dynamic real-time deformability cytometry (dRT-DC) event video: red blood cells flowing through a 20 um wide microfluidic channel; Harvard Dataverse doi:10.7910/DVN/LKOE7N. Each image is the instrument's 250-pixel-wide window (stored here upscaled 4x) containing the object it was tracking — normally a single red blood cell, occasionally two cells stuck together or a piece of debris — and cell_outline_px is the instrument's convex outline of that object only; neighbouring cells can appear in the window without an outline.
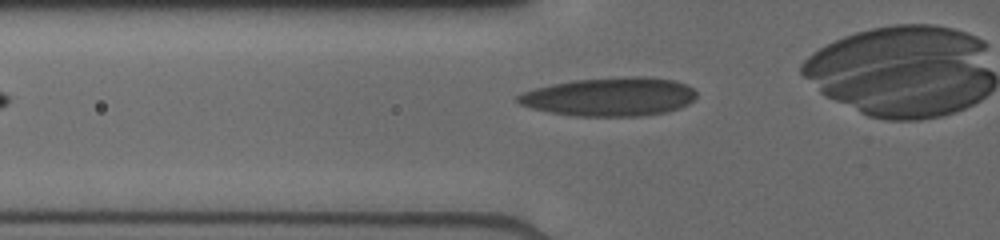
{"species": "human", "species_latin": "Homo sapiens", "temperature_condition": "cold", "stored_images_in_passage": 18, "camera_frame_rate_fps": 3000, "um_per_image_px": 0.085, "donor": {"sex": "male"}, "frame": {"image": 1, "passage_image": 3, "time_ms": 0.333, "image_size_px": [1000, 240], "cell_outline_px": [[696, 96], [688, 104], [664, 112], [636, 116], [576, 116], [552, 112], [532, 108], [520, 104], [516, 100], [516, 96], [524, 92], [536, 88], [552, 84], [572, 80], [624, 76], [644, 76], [672, 80], [684, 84], [692, 88], [696, 92]], "centroid_in_image_um": [51.81, 8.21], "position_along_channel_um": 74.0, "area_um2": 39.88}}
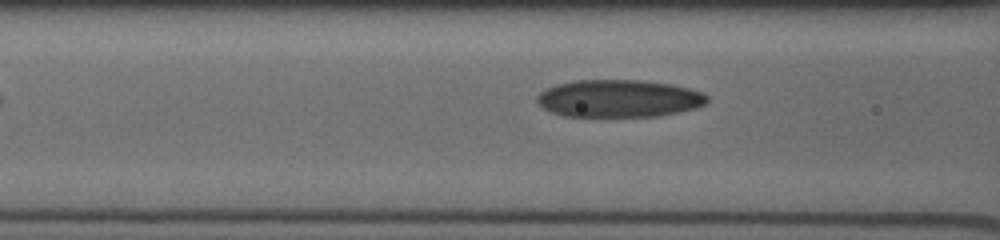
{"frame": {"image": 2, "passage_image": 8, "time_ms": 1.333, "image_size_px": [1000, 240], "cell_outline_px": [[708, 104], [696, 108], [660, 116], [564, 116], [552, 112], [544, 108], [536, 100], [536, 96], [544, 88], [556, 84], [572, 80], [640, 80], [672, 84], [688, 88], [700, 92], [708, 96]], "centroid_in_image_um": [52.6, 8.36], "position_along_channel_um": 114.0, "area_um2": 37.34}}
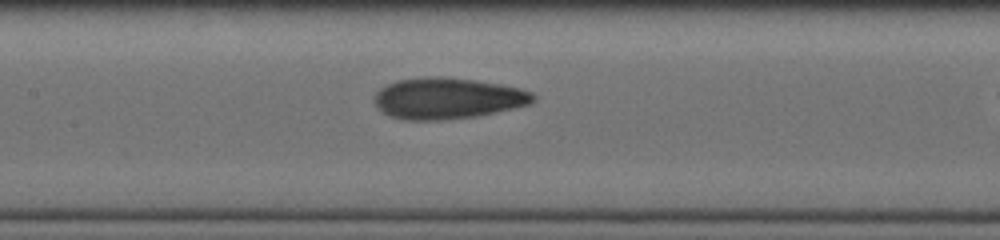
{"frame": {"image": 3, "passage_image": 15, "time_ms": 2.667, "image_size_px": [1000, 240], "cell_outline_px": [[536, 100], [528, 104], [512, 108], [476, 116], [444, 120], [404, 120], [392, 116], [384, 112], [372, 100], [372, 96], [380, 88], [396, 80], [424, 76], [444, 76], [476, 80], [500, 84], [520, 88], [532, 92], [536, 96]], "centroid_in_image_um": [38.02, 8.34], "position_along_channel_um": 169.4, "area_um2": 38.26}}